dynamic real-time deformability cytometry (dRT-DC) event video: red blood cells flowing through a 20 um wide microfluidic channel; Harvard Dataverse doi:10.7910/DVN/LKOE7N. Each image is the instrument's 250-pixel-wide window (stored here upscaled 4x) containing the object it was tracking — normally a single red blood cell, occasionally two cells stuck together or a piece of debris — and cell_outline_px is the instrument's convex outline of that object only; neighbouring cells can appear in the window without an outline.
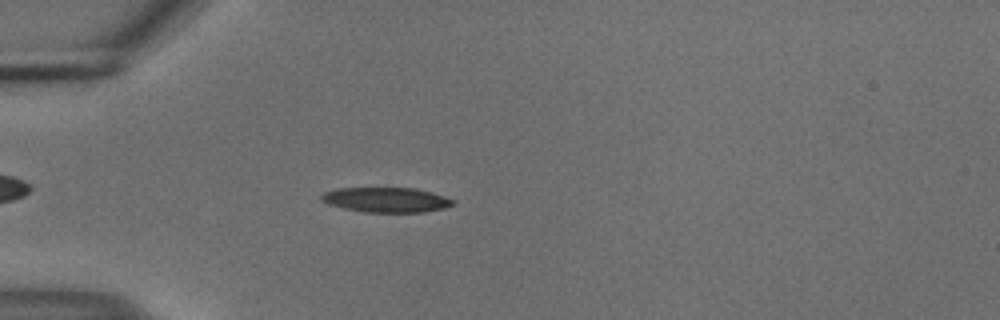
{"species": "common noctule bat (a hibernating species)", "species_latin": "Nyctalus noctula", "temperature_condition": "cold", "stored_images_in_passage": 48, "camera_frame_rate_fps": 3000, "um_per_image_px": 0.085, "animal": {"sex": "male", "body_mass_g": 18.8}, "frame": {"image": 1, "passage_image": 9, "time_ms": 2.667, "image_size_px": [1000, 320], "cell_outline_px": [[456, 200], [452, 204], [444, 208], [424, 212], [364, 212], [344, 208], [328, 204], [320, 200], [320, 196], [324, 192], [340, 188], [416, 188], [432, 192]], "centroid_in_image_um": [32.83, 16.98], "position_along_channel_um": 52.2, "area_um2": 19.07}}
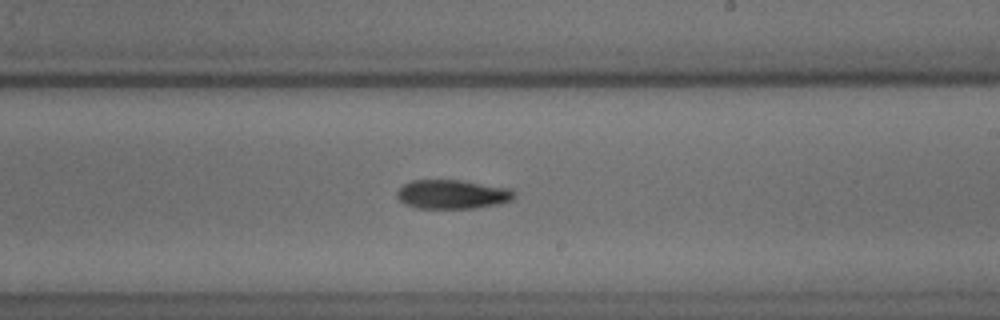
{"frame": {"image": 2, "passage_image": 26, "time_ms": 8.333, "image_size_px": [1000, 320], "cell_outline_px": [[516, 196], [512, 200], [500, 204], [476, 208], [416, 208], [404, 204], [396, 196], [396, 192], [404, 184], [412, 180], [464, 180], [512, 188], [516, 192]], "centroid_in_image_um": [38.5, 16.51], "position_along_channel_um": 250.5, "area_um2": 20.23}}
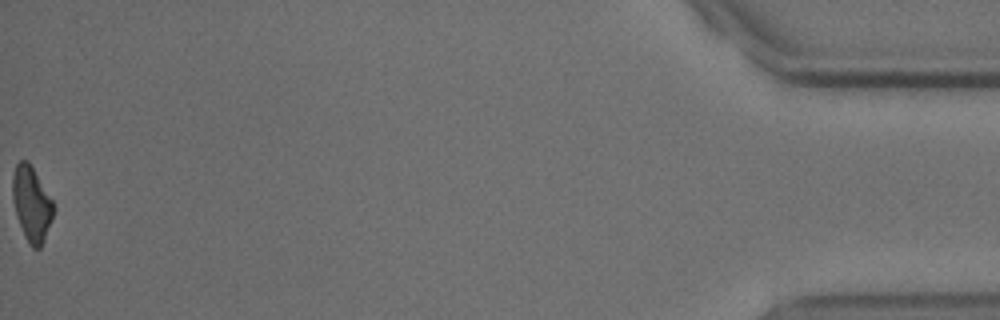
{"frame": {"image": 3, "passage_image": 48, "time_ms": 15.667, "image_size_px": [1000, 320], "cell_outline_px": [[56, 208], [44, 240], [40, 248], [32, 248], [28, 244], [24, 236], [16, 216], [12, 200], [12, 176], [16, 164], [20, 160], [28, 160], [52, 200]], "centroid_in_image_um": [2.67, 17.34], "position_along_channel_um": 432.5, "area_um2": 17.98}, "authors_computed_cell_mechanics": {"area_um2": 19.1896, "velocity_mm_per_s": 3.7253, "shape_relaxation_time_tau1_ms": 6.3387, "shape_relaxation_time_tau2_ms": null, "deformation_change_tau1": 0.1622, "deformation_change_tau2": null}}